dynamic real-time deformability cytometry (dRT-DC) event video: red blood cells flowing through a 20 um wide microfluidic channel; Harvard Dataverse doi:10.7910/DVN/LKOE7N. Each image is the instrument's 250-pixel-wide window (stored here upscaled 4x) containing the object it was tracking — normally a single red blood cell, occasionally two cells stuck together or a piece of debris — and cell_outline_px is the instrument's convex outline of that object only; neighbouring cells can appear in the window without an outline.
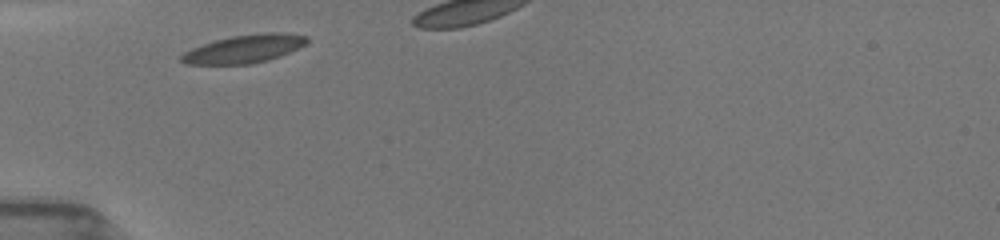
{"species": "common noctule bat (a hibernating species)", "species_latin": "Nyctalus noctula", "temperature_condition": "room temperature", "stored_images_in_passage": 6, "camera_frame_rate_fps": 3000, "um_per_image_px": 0.085, "animal": {"sex": "female", "body_mass_g": 19.5, "forearm_length_mm": 54.1}, "frame": {"image": 1, "passage_image": 1, "time_ms": 0.0, "image_size_px": [1000, 240], "cell_outline_px": [[308, 40], [304, 44], [280, 56], [268, 60], [248, 64], [188, 64], [180, 60], [180, 56], [184, 52], [192, 48], [216, 40], [232, 36], [264, 32], [284, 32], [308, 36]], "centroid_in_image_um": [20.76, 4.14], "position_along_channel_um": 64.2, "area_um2": 20.35}}
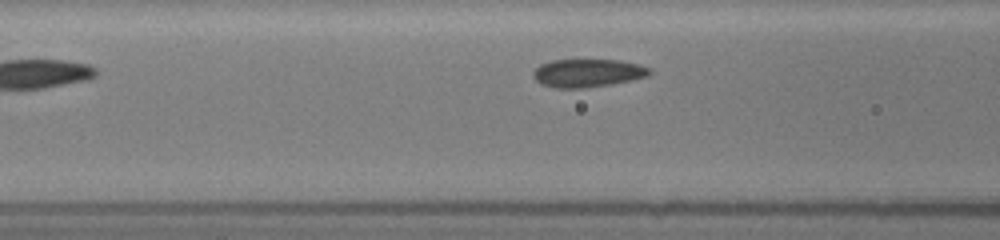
{"frame": {"image": 2, "passage_image": 6, "time_ms": 2.667, "image_size_px": [1000, 240], "cell_outline_px": [[652, 72], [648, 76], [632, 80], [612, 84], [584, 88], [552, 88], [540, 84], [532, 76], [532, 72], [540, 64], [552, 60], [620, 60], [640, 64], [648, 68]], "centroid_in_image_um": [49.93, 6.21], "position_along_channel_um": 116.7, "area_um2": 19.25}}